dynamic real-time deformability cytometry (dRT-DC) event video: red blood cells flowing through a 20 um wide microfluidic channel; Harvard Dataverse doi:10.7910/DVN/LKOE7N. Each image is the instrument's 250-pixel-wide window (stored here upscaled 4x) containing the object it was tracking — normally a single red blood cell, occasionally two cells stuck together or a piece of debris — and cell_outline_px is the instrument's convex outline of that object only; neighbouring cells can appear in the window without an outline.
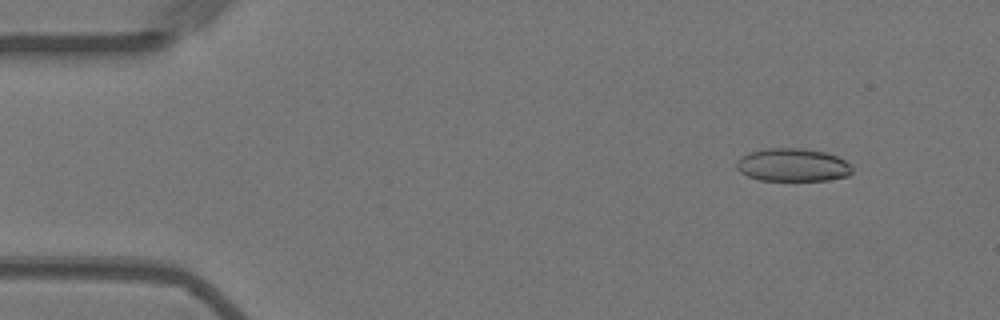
{"species": "Egyptian fruit bat (a non-hibernating species)", "species_latin": "Rousettus aegyptiacus", "temperature_condition": "warm", "stored_images_in_passage": 56, "camera_frame_rate_fps": 3000, "um_per_image_px": 0.085, "animal": {"sex": "female"}, "frame": {"image": 1, "passage_image": 6, "time_ms": 1.667, "image_size_px": [1000, 320], "cell_outline_px": [[852, 172], [848, 176], [828, 180], [760, 180], [748, 176], [740, 172], [736, 168], [736, 160], [740, 156], [748, 152], [768, 148], [800, 148], [824, 152], [836, 156], [852, 164]], "centroid_in_image_um": [67.36, 14.02], "position_along_channel_um": 17.6, "area_um2": 22.37}}
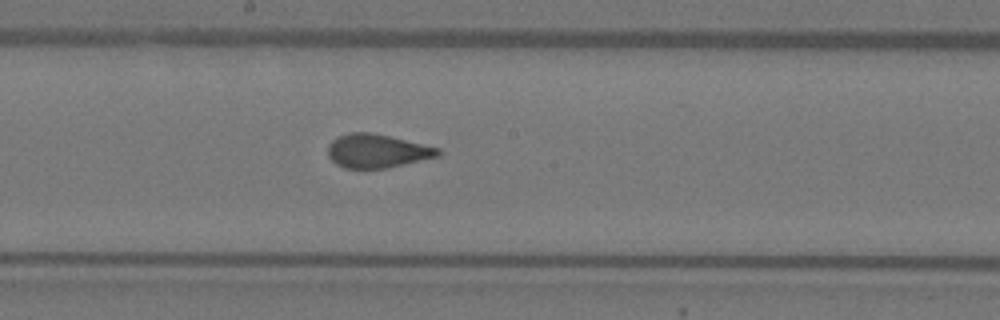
{"frame": {"image": 2, "passage_image": 30, "time_ms": 9.667, "image_size_px": [1000, 320], "cell_outline_px": [[440, 156], [388, 168], [344, 168], [336, 164], [328, 156], [328, 144], [332, 140], [348, 132], [372, 132], [440, 148]], "centroid_in_image_um": [32.04, 12.83], "position_along_channel_um": 216.2, "area_um2": 21.62}}
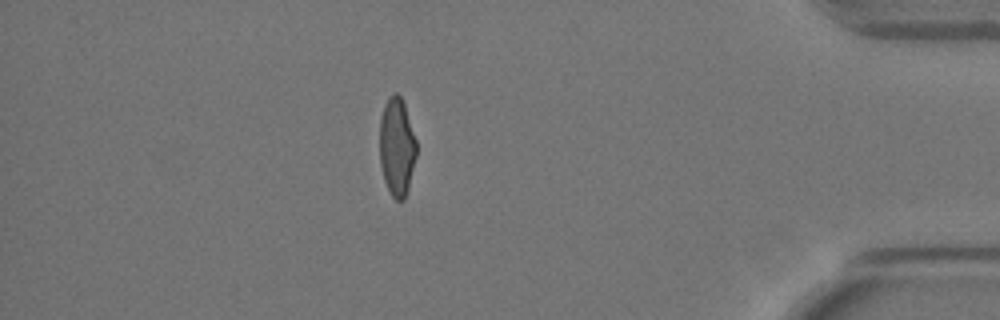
{"frame": {"image": 3, "passage_image": 49, "time_ms": 16.0, "image_size_px": [1000, 320], "cell_outline_px": [[416, 156], [408, 188], [404, 200], [396, 200], [392, 196], [384, 180], [380, 164], [380, 116], [384, 104], [388, 96], [392, 92], [396, 92], [400, 96], [404, 104], [416, 140]], "centroid_in_image_um": [33.72, 12.45], "position_along_channel_um": 401.5, "area_um2": 21.04}, "authors_computed_cell_mechanics": {"area_um2": 22.2819, "velocity_mm_per_s": 3.6166, "shape_relaxation_time_tau1_ms": null, "shape_relaxation_time_tau2_ms": 0.8719, "deformation_change_tau1": null, "deformation_change_tau2": 0.0594}}